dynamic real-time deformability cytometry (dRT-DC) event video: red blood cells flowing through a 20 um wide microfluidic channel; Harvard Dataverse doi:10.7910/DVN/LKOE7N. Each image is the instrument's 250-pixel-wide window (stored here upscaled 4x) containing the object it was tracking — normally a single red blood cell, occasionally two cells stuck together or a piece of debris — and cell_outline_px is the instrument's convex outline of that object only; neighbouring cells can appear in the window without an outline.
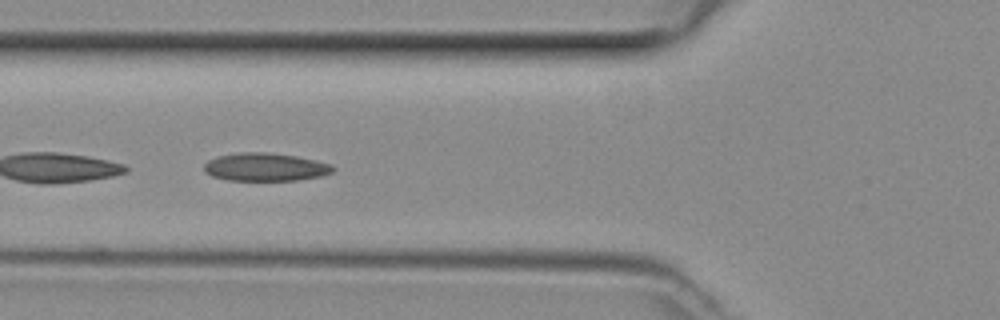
{"species": "common noctule bat (a hibernating species)", "species_latin": "Nyctalus noctula", "temperature_condition": "room temperature", "stored_images_in_passage": 29, "camera_frame_rate_fps": 3000, "um_per_image_px": 0.085, "animal": {"sex": "female", "body_mass_g": 29.2, "forearm_length_mm": 56.3}, "frame": {"image": 1, "passage_image": 5, "time_ms": 1.333, "image_size_px": [1000, 320], "cell_outline_px": [[336, 168], [332, 172], [320, 176], [296, 180], [228, 180], [212, 176], [204, 172], [204, 164], [208, 160], [216, 156], [240, 152], [268, 152], [296, 156], [316, 160], [332, 164]], "centroid_in_image_um": [22.54, 14.19], "position_along_channel_um": 103.3, "area_um2": 21.15}}
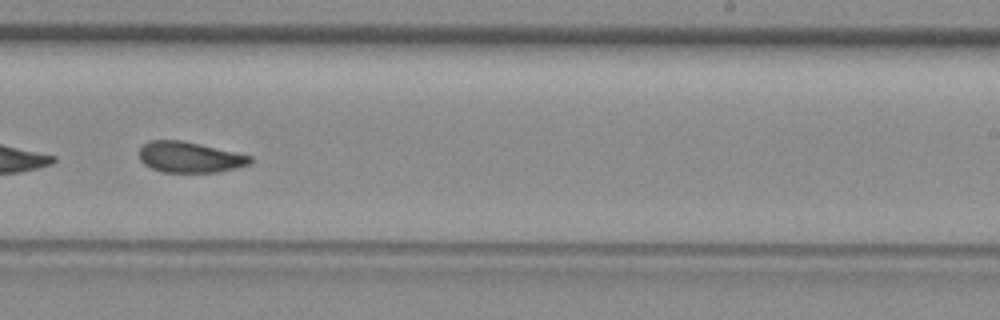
{"frame": {"image": 2, "passage_image": 17, "time_ms": 5.333, "image_size_px": [1000, 320], "cell_outline_px": [[252, 160], [248, 164], [220, 172], [160, 172], [144, 164], [140, 160], [140, 148], [148, 140], [180, 140], [200, 144], [252, 156]], "centroid_in_image_um": [16.09, 13.36], "position_along_channel_um": 272.9, "area_um2": 19.77}}